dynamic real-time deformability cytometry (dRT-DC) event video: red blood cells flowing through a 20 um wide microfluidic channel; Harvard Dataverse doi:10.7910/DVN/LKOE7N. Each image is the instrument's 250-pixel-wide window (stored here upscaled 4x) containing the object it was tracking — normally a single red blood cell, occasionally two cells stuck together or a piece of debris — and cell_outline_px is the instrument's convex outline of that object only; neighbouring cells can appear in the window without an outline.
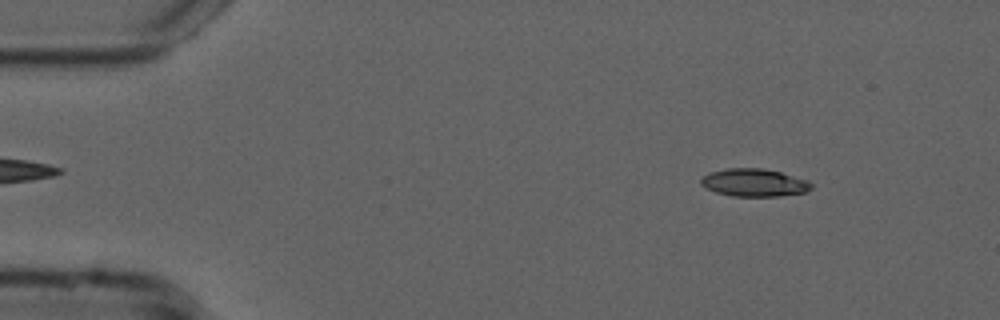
{"species": "common noctule bat (a hibernating species)", "species_latin": "Nyctalus noctula", "temperature_condition": "cold", "stored_images_in_passage": 53, "camera_frame_rate_fps": 3000, "um_per_image_px": 0.085, "animal": {"sex": "male", "forearm_length_mm": 52.5}, "frame": {"image": 1, "passage_image": 6, "time_ms": 1.667, "image_size_px": [1000, 320], "cell_outline_px": [[812, 188], [804, 192], [780, 196], [732, 196], [716, 192], [704, 188], [700, 184], [700, 180], [704, 176], [712, 172], [728, 168], [764, 168], [780, 172], [808, 180], [812, 184]], "centroid_in_image_um": [64.1, 15.52], "position_along_channel_um": 20.9, "area_um2": 17.8}}
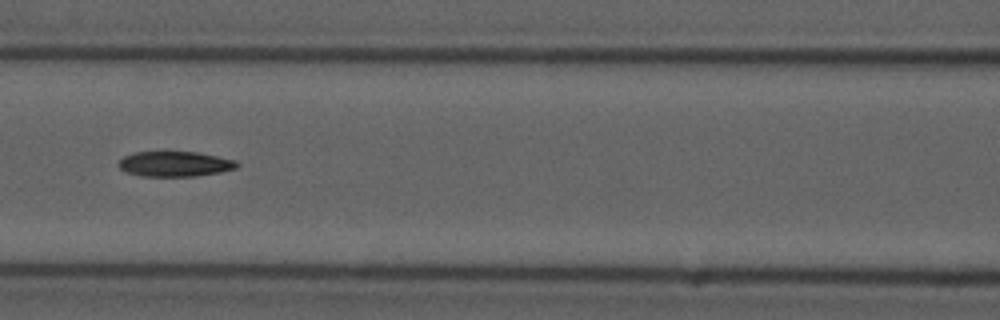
{"frame": {"image": 2, "passage_image": 23, "time_ms": 7.333, "image_size_px": [1000, 320], "cell_outline_px": [[240, 164], [236, 168], [220, 172], [196, 176], [140, 176], [128, 172], [120, 168], [116, 164], [124, 156], [136, 152], [196, 152], [236, 160]], "centroid_in_image_um": [14.87, 13.94], "position_along_channel_um": 151.7, "area_um2": 17.28}}
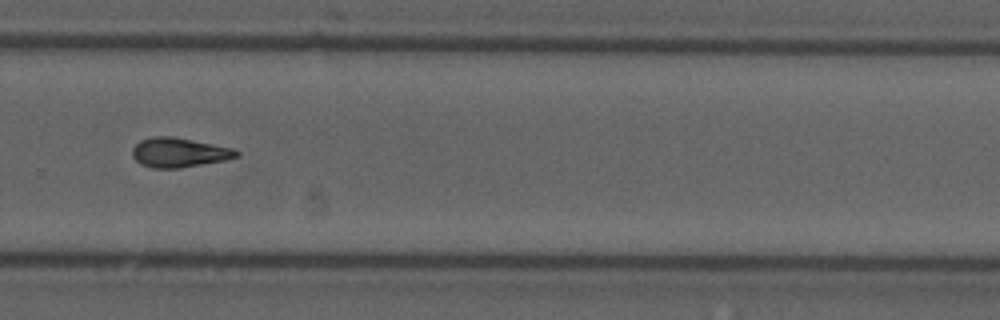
{"frame": {"image": 3, "passage_image": 36, "time_ms": 11.667, "image_size_px": [1000, 320], "cell_outline_px": [[240, 156], [224, 160], [180, 168], [152, 168], [140, 164], [132, 156], [132, 148], [140, 140], [152, 136], [172, 136], [232, 148], [240, 152]], "centroid_in_image_um": [15.19, 12.96], "position_along_channel_um": 314.6, "area_um2": 17.86}, "authors_computed_cell_mechanics": {"area_um2": 17.4556, "velocity_mm_per_s": 3.772, "shape_relaxation_time_tau1_ms": 5.3628, "shape_relaxation_time_tau2_ms": null, "deformation_change_tau1": 0.1457, "deformation_change_tau2": null}}